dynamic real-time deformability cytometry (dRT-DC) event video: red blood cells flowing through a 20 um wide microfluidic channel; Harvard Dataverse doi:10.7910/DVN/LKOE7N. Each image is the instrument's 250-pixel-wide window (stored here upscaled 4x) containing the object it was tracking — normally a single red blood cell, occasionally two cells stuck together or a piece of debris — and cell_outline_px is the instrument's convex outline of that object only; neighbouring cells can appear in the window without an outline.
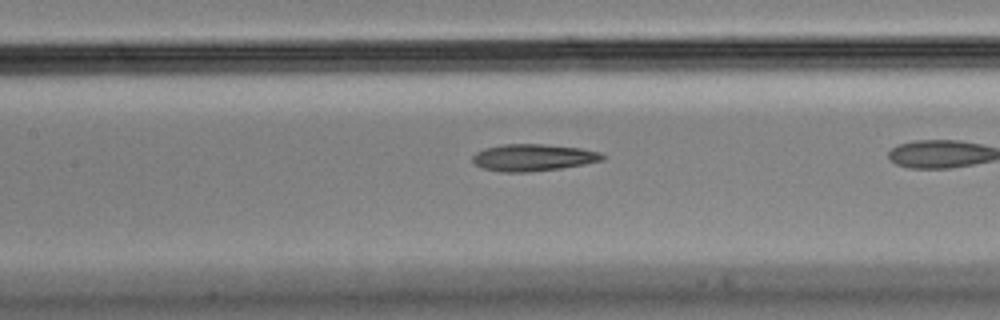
{"species": "Egyptian fruit bat (a non-hibernating species)", "species_latin": "Rousettus aegyptiacus", "temperature_condition": "cold", "stored_images_in_passage": 38, "segment_of_instrument_passage": [2, 2], "camera_frame_rate_fps": 3000, "um_per_image_px": 0.085, "animal": {"sex": "male"}, "frame": {"image": 1, "passage_image": 22, "time_ms": 7.0, "image_size_px": [1000, 320], "cell_outline_px": [[608, 156], [604, 160], [584, 164], [560, 168], [528, 172], [500, 172], [480, 168], [472, 160], [472, 156], [476, 152], [484, 148], [504, 144], [544, 144], [580, 148], [600, 152]], "centroid_in_image_um": [45.32, 13.39], "position_along_channel_um": 162.1, "area_um2": 20.52}}
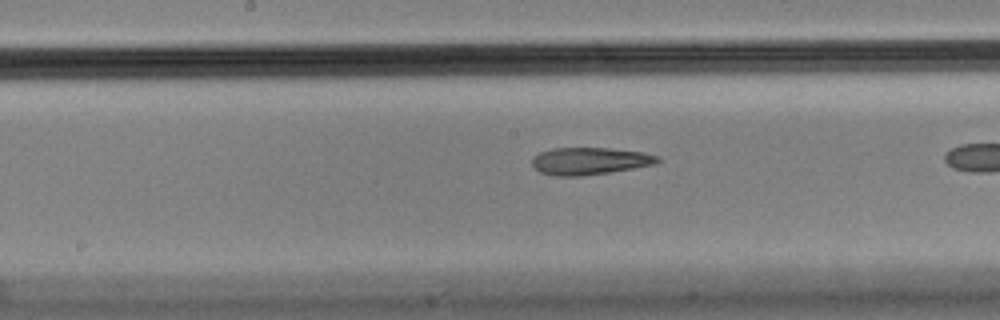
{"frame": {"image": 2, "passage_image": 25, "time_ms": 8.0, "image_size_px": [1000, 320], "cell_outline_px": [[660, 160], [652, 164], [632, 168], [608, 172], [580, 176], [556, 176], [540, 172], [532, 164], [532, 160], [540, 152], [552, 148], [608, 148], [640, 152], [656, 156]], "centroid_in_image_um": [50.06, 13.68], "position_along_channel_um": 198.1, "area_um2": 19.42}}